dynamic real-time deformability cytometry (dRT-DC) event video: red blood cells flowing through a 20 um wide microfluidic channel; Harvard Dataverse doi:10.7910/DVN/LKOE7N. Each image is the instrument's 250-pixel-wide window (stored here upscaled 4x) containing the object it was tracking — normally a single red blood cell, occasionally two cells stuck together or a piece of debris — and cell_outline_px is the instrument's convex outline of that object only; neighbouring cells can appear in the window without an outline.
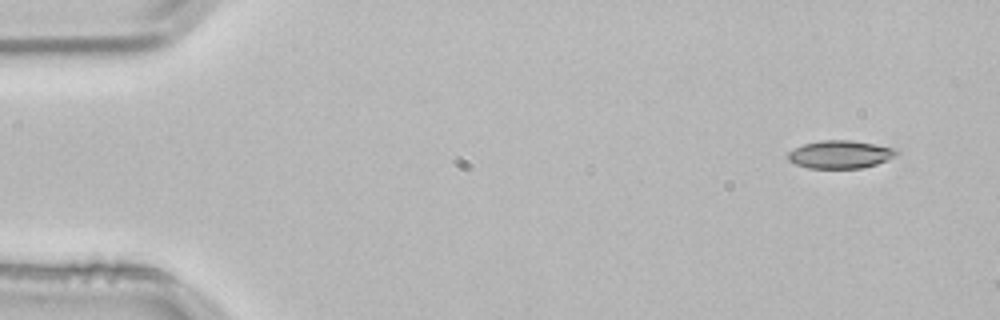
{"species": "common noctule bat (a hibernating species)", "species_latin": "Nyctalus noctula", "temperature_condition": "room temperature", "stored_images_in_passage": 3, "camera_frame_rate_fps": 3000, "um_per_image_px": 0.085, "animal": {"sex": "male", "body_mass_g": 21.5, "forearm_length_mm": 52.0}, "frame": {"image": 1, "passage_image": 1, "time_ms": 0.0, "image_size_px": [1000, 320], "cell_outline_px": [[900, 152], [896, 156], [888, 160], [876, 164], [860, 168], [808, 168], [796, 164], [788, 160], [788, 152], [804, 144], [820, 140], [852, 140], [900, 148]], "centroid_in_image_um": [71.49, 13.11], "position_along_channel_um": 13.5, "area_um2": 17.86}}